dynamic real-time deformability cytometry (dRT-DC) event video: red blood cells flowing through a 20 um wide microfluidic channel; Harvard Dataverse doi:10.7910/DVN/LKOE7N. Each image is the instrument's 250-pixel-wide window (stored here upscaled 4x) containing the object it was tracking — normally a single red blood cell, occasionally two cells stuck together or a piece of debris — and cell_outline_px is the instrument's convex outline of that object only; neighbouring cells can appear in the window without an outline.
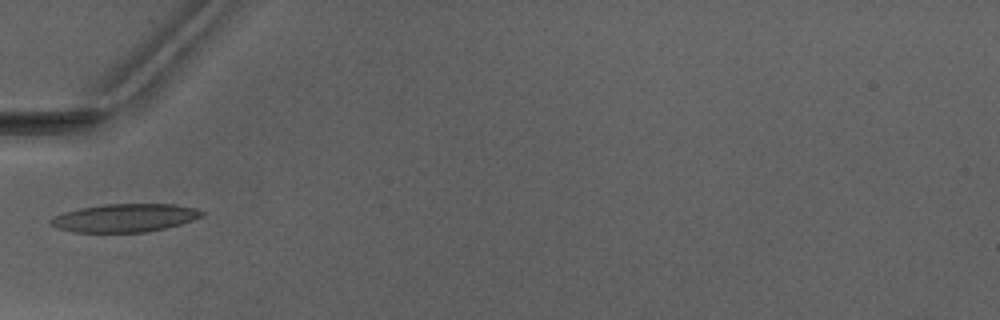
{"species": "Egyptian fruit bat (a non-hibernating species)", "species_latin": "Rousettus aegyptiacus", "temperature_condition": "warm", "stored_images_in_passage": 7, "camera_frame_rate_fps": 3000, "um_per_image_px": 0.085, "animal": {"sex": "male"}, "frame": {"image": 1, "passage_image": 6, "time_ms": 6.0, "image_size_px": [1000, 320], "cell_outline_px": [[208, 212], [204, 216], [180, 224], [148, 232], [72, 232], [56, 228], [48, 224], [48, 220], [64, 212], [80, 208], [104, 204], [176, 204], [196, 208]], "centroid_in_image_um": [10.63, 18.52], "position_along_channel_um": 74.4, "area_um2": 25.03}}